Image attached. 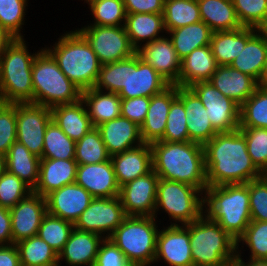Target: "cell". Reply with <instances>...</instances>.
I'll list each match as a JSON object with an SVG mask.
<instances>
[{"mask_svg":"<svg viewBox=\"0 0 267 266\" xmlns=\"http://www.w3.org/2000/svg\"><path fill=\"white\" fill-rule=\"evenodd\" d=\"M203 147L208 187L248 183L263 175L253 164L240 129L217 133Z\"/></svg>","mask_w":267,"mask_h":266,"instance_id":"cell-1","label":"cell"},{"mask_svg":"<svg viewBox=\"0 0 267 266\" xmlns=\"http://www.w3.org/2000/svg\"><path fill=\"white\" fill-rule=\"evenodd\" d=\"M170 84L135 53L132 57L103 64L93 88L118 93L121 99L152 97Z\"/></svg>","mask_w":267,"mask_h":266,"instance_id":"cell-2","label":"cell"},{"mask_svg":"<svg viewBox=\"0 0 267 266\" xmlns=\"http://www.w3.org/2000/svg\"><path fill=\"white\" fill-rule=\"evenodd\" d=\"M152 170L159 178L189 184L205 192L204 147L194 142L155 141L150 144Z\"/></svg>","mask_w":267,"mask_h":266,"instance_id":"cell-3","label":"cell"},{"mask_svg":"<svg viewBox=\"0 0 267 266\" xmlns=\"http://www.w3.org/2000/svg\"><path fill=\"white\" fill-rule=\"evenodd\" d=\"M204 214L237 240L251 222L248 183L207 187Z\"/></svg>","mask_w":267,"mask_h":266,"instance_id":"cell-4","label":"cell"},{"mask_svg":"<svg viewBox=\"0 0 267 266\" xmlns=\"http://www.w3.org/2000/svg\"><path fill=\"white\" fill-rule=\"evenodd\" d=\"M56 42L45 49L60 70L82 91L93 88L102 64L85 37L75 29L66 31Z\"/></svg>","mask_w":267,"mask_h":266,"instance_id":"cell-5","label":"cell"},{"mask_svg":"<svg viewBox=\"0 0 267 266\" xmlns=\"http://www.w3.org/2000/svg\"><path fill=\"white\" fill-rule=\"evenodd\" d=\"M25 38H15L0 59V102L33 103L32 63Z\"/></svg>","mask_w":267,"mask_h":266,"instance_id":"cell-6","label":"cell"},{"mask_svg":"<svg viewBox=\"0 0 267 266\" xmlns=\"http://www.w3.org/2000/svg\"><path fill=\"white\" fill-rule=\"evenodd\" d=\"M189 229L193 266H220L234 263L237 241L205 214L185 225Z\"/></svg>","mask_w":267,"mask_h":266,"instance_id":"cell-7","label":"cell"},{"mask_svg":"<svg viewBox=\"0 0 267 266\" xmlns=\"http://www.w3.org/2000/svg\"><path fill=\"white\" fill-rule=\"evenodd\" d=\"M33 103L53 108L81 99L82 90L60 70L51 54L41 48L32 63Z\"/></svg>","mask_w":267,"mask_h":266,"instance_id":"cell-8","label":"cell"},{"mask_svg":"<svg viewBox=\"0 0 267 266\" xmlns=\"http://www.w3.org/2000/svg\"><path fill=\"white\" fill-rule=\"evenodd\" d=\"M154 216H126L110 239L133 266L154 264L158 236ZM152 263V264H151Z\"/></svg>","mask_w":267,"mask_h":266,"instance_id":"cell-9","label":"cell"},{"mask_svg":"<svg viewBox=\"0 0 267 266\" xmlns=\"http://www.w3.org/2000/svg\"><path fill=\"white\" fill-rule=\"evenodd\" d=\"M203 193L189 184L159 178L154 217L157 218L160 208L174 221L170 225H186L196 221L204 214Z\"/></svg>","mask_w":267,"mask_h":266,"instance_id":"cell-10","label":"cell"},{"mask_svg":"<svg viewBox=\"0 0 267 266\" xmlns=\"http://www.w3.org/2000/svg\"><path fill=\"white\" fill-rule=\"evenodd\" d=\"M77 30L89 42L102 65L125 60L136 53L124 26L86 25Z\"/></svg>","mask_w":267,"mask_h":266,"instance_id":"cell-11","label":"cell"},{"mask_svg":"<svg viewBox=\"0 0 267 266\" xmlns=\"http://www.w3.org/2000/svg\"><path fill=\"white\" fill-rule=\"evenodd\" d=\"M51 120V109L46 106L31 102L16 103V141L41 158L46 127Z\"/></svg>","mask_w":267,"mask_h":266,"instance_id":"cell-12","label":"cell"},{"mask_svg":"<svg viewBox=\"0 0 267 266\" xmlns=\"http://www.w3.org/2000/svg\"><path fill=\"white\" fill-rule=\"evenodd\" d=\"M125 217L119 196L114 198H93L89 206L74 223V228L96 233L105 239L109 238L122 224Z\"/></svg>","mask_w":267,"mask_h":266,"instance_id":"cell-13","label":"cell"},{"mask_svg":"<svg viewBox=\"0 0 267 266\" xmlns=\"http://www.w3.org/2000/svg\"><path fill=\"white\" fill-rule=\"evenodd\" d=\"M189 88L202 102L217 133L239 129L240 106L236 102L225 97L209 81L194 83Z\"/></svg>","mask_w":267,"mask_h":266,"instance_id":"cell-14","label":"cell"},{"mask_svg":"<svg viewBox=\"0 0 267 266\" xmlns=\"http://www.w3.org/2000/svg\"><path fill=\"white\" fill-rule=\"evenodd\" d=\"M158 180L151 170L120 187L119 197L126 216H154Z\"/></svg>","mask_w":267,"mask_h":266,"instance_id":"cell-15","label":"cell"},{"mask_svg":"<svg viewBox=\"0 0 267 266\" xmlns=\"http://www.w3.org/2000/svg\"><path fill=\"white\" fill-rule=\"evenodd\" d=\"M164 260L169 266H193L189 229L169 225L159 229L154 262Z\"/></svg>","mask_w":267,"mask_h":266,"instance_id":"cell-16","label":"cell"},{"mask_svg":"<svg viewBox=\"0 0 267 266\" xmlns=\"http://www.w3.org/2000/svg\"><path fill=\"white\" fill-rule=\"evenodd\" d=\"M46 214V198L34 192L11 207L13 244L37 235L41 221Z\"/></svg>","mask_w":267,"mask_h":266,"instance_id":"cell-17","label":"cell"},{"mask_svg":"<svg viewBox=\"0 0 267 266\" xmlns=\"http://www.w3.org/2000/svg\"><path fill=\"white\" fill-rule=\"evenodd\" d=\"M142 60L150 64L170 85L179 86L181 59L169 37H161L144 44L136 51Z\"/></svg>","mask_w":267,"mask_h":266,"instance_id":"cell-18","label":"cell"},{"mask_svg":"<svg viewBox=\"0 0 267 266\" xmlns=\"http://www.w3.org/2000/svg\"><path fill=\"white\" fill-rule=\"evenodd\" d=\"M45 198L48 214L74 224L94 197L82 186L72 183L52 191Z\"/></svg>","mask_w":267,"mask_h":266,"instance_id":"cell-19","label":"cell"},{"mask_svg":"<svg viewBox=\"0 0 267 266\" xmlns=\"http://www.w3.org/2000/svg\"><path fill=\"white\" fill-rule=\"evenodd\" d=\"M75 183L94 198H114L120 193L111 159L96 164H78Z\"/></svg>","mask_w":267,"mask_h":266,"instance_id":"cell-20","label":"cell"},{"mask_svg":"<svg viewBox=\"0 0 267 266\" xmlns=\"http://www.w3.org/2000/svg\"><path fill=\"white\" fill-rule=\"evenodd\" d=\"M177 97L184 104L189 141L204 146L217 134L205 107L189 87L177 86Z\"/></svg>","mask_w":267,"mask_h":266,"instance_id":"cell-21","label":"cell"},{"mask_svg":"<svg viewBox=\"0 0 267 266\" xmlns=\"http://www.w3.org/2000/svg\"><path fill=\"white\" fill-rule=\"evenodd\" d=\"M97 129L110 156L144 143L141 138L140 127L123 116L107 121L97 126Z\"/></svg>","mask_w":267,"mask_h":266,"instance_id":"cell-22","label":"cell"},{"mask_svg":"<svg viewBox=\"0 0 267 266\" xmlns=\"http://www.w3.org/2000/svg\"><path fill=\"white\" fill-rule=\"evenodd\" d=\"M119 187L152 170L151 145H142L110 156Z\"/></svg>","mask_w":267,"mask_h":266,"instance_id":"cell-23","label":"cell"},{"mask_svg":"<svg viewBox=\"0 0 267 266\" xmlns=\"http://www.w3.org/2000/svg\"><path fill=\"white\" fill-rule=\"evenodd\" d=\"M103 240L101 235L74 228L58 254V263L64 260L69 266H94Z\"/></svg>","mask_w":267,"mask_h":266,"instance_id":"cell-24","label":"cell"},{"mask_svg":"<svg viewBox=\"0 0 267 266\" xmlns=\"http://www.w3.org/2000/svg\"><path fill=\"white\" fill-rule=\"evenodd\" d=\"M177 97V85H169L162 92L150 98V105L144 123L140 127L144 143L159 141L167 123L172 101Z\"/></svg>","mask_w":267,"mask_h":266,"instance_id":"cell-25","label":"cell"},{"mask_svg":"<svg viewBox=\"0 0 267 266\" xmlns=\"http://www.w3.org/2000/svg\"><path fill=\"white\" fill-rule=\"evenodd\" d=\"M77 165L75 159L41 158L38 182L32 192L46 197L54 190L75 183Z\"/></svg>","mask_w":267,"mask_h":266,"instance_id":"cell-26","label":"cell"},{"mask_svg":"<svg viewBox=\"0 0 267 266\" xmlns=\"http://www.w3.org/2000/svg\"><path fill=\"white\" fill-rule=\"evenodd\" d=\"M209 82L225 97L241 106L260 86L259 82L230 65L218 66Z\"/></svg>","mask_w":267,"mask_h":266,"instance_id":"cell-27","label":"cell"},{"mask_svg":"<svg viewBox=\"0 0 267 266\" xmlns=\"http://www.w3.org/2000/svg\"><path fill=\"white\" fill-rule=\"evenodd\" d=\"M218 66L210 45L194 49L181 60L179 86L209 81Z\"/></svg>","mask_w":267,"mask_h":266,"instance_id":"cell-28","label":"cell"},{"mask_svg":"<svg viewBox=\"0 0 267 266\" xmlns=\"http://www.w3.org/2000/svg\"><path fill=\"white\" fill-rule=\"evenodd\" d=\"M259 29L253 27H241L231 31L213 32L210 42L212 53L219 66H227L245 48L246 42Z\"/></svg>","mask_w":267,"mask_h":266,"instance_id":"cell-29","label":"cell"},{"mask_svg":"<svg viewBox=\"0 0 267 266\" xmlns=\"http://www.w3.org/2000/svg\"><path fill=\"white\" fill-rule=\"evenodd\" d=\"M124 27L130 43L136 51L141 48L143 42L148 44L165 36L160 33H166L163 13L126 14Z\"/></svg>","mask_w":267,"mask_h":266,"instance_id":"cell-30","label":"cell"},{"mask_svg":"<svg viewBox=\"0 0 267 266\" xmlns=\"http://www.w3.org/2000/svg\"><path fill=\"white\" fill-rule=\"evenodd\" d=\"M52 120L75 142L94 128L82 99L51 108Z\"/></svg>","mask_w":267,"mask_h":266,"instance_id":"cell-31","label":"cell"},{"mask_svg":"<svg viewBox=\"0 0 267 266\" xmlns=\"http://www.w3.org/2000/svg\"><path fill=\"white\" fill-rule=\"evenodd\" d=\"M267 52V30H258L230 66L261 82Z\"/></svg>","mask_w":267,"mask_h":266,"instance_id":"cell-32","label":"cell"},{"mask_svg":"<svg viewBox=\"0 0 267 266\" xmlns=\"http://www.w3.org/2000/svg\"><path fill=\"white\" fill-rule=\"evenodd\" d=\"M81 99L94 127L121 116V98L118 93L89 88L82 91Z\"/></svg>","mask_w":267,"mask_h":266,"instance_id":"cell-33","label":"cell"},{"mask_svg":"<svg viewBox=\"0 0 267 266\" xmlns=\"http://www.w3.org/2000/svg\"><path fill=\"white\" fill-rule=\"evenodd\" d=\"M200 17L213 32L231 31L241 27L232 0H197Z\"/></svg>","mask_w":267,"mask_h":266,"instance_id":"cell-34","label":"cell"},{"mask_svg":"<svg viewBox=\"0 0 267 266\" xmlns=\"http://www.w3.org/2000/svg\"><path fill=\"white\" fill-rule=\"evenodd\" d=\"M40 160L41 158L32 154L23 144L15 141L6 154V170L33 190L38 182Z\"/></svg>","mask_w":267,"mask_h":266,"instance_id":"cell-35","label":"cell"},{"mask_svg":"<svg viewBox=\"0 0 267 266\" xmlns=\"http://www.w3.org/2000/svg\"><path fill=\"white\" fill-rule=\"evenodd\" d=\"M178 57L182 60L194 49L210 45L213 31L203 21L166 32Z\"/></svg>","mask_w":267,"mask_h":266,"instance_id":"cell-36","label":"cell"},{"mask_svg":"<svg viewBox=\"0 0 267 266\" xmlns=\"http://www.w3.org/2000/svg\"><path fill=\"white\" fill-rule=\"evenodd\" d=\"M21 266H61L58 254L38 235L23 239L15 244Z\"/></svg>","mask_w":267,"mask_h":266,"instance_id":"cell-37","label":"cell"},{"mask_svg":"<svg viewBox=\"0 0 267 266\" xmlns=\"http://www.w3.org/2000/svg\"><path fill=\"white\" fill-rule=\"evenodd\" d=\"M163 19L166 32L202 21L197 0H165Z\"/></svg>","mask_w":267,"mask_h":266,"instance_id":"cell-38","label":"cell"},{"mask_svg":"<svg viewBox=\"0 0 267 266\" xmlns=\"http://www.w3.org/2000/svg\"><path fill=\"white\" fill-rule=\"evenodd\" d=\"M239 127L267 129V88L259 86L240 106Z\"/></svg>","mask_w":267,"mask_h":266,"instance_id":"cell-39","label":"cell"},{"mask_svg":"<svg viewBox=\"0 0 267 266\" xmlns=\"http://www.w3.org/2000/svg\"><path fill=\"white\" fill-rule=\"evenodd\" d=\"M75 150L76 142L70 139L60 127L51 120L46 127L41 158L75 159Z\"/></svg>","mask_w":267,"mask_h":266,"instance_id":"cell-40","label":"cell"},{"mask_svg":"<svg viewBox=\"0 0 267 266\" xmlns=\"http://www.w3.org/2000/svg\"><path fill=\"white\" fill-rule=\"evenodd\" d=\"M110 155L97 127L92 128L76 141L75 160L77 164H96L108 161Z\"/></svg>","mask_w":267,"mask_h":266,"instance_id":"cell-41","label":"cell"},{"mask_svg":"<svg viewBox=\"0 0 267 266\" xmlns=\"http://www.w3.org/2000/svg\"><path fill=\"white\" fill-rule=\"evenodd\" d=\"M73 229L74 224L72 222L47 213L41 221L37 235L59 254L68 241Z\"/></svg>","mask_w":267,"mask_h":266,"instance_id":"cell-42","label":"cell"},{"mask_svg":"<svg viewBox=\"0 0 267 266\" xmlns=\"http://www.w3.org/2000/svg\"><path fill=\"white\" fill-rule=\"evenodd\" d=\"M232 3L242 26L267 29V0H232Z\"/></svg>","mask_w":267,"mask_h":266,"instance_id":"cell-43","label":"cell"},{"mask_svg":"<svg viewBox=\"0 0 267 266\" xmlns=\"http://www.w3.org/2000/svg\"><path fill=\"white\" fill-rule=\"evenodd\" d=\"M93 26H124L126 12L123 0H100L89 6Z\"/></svg>","mask_w":267,"mask_h":266,"instance_id":"cell-44","label":"cell"},{"mask_svg":"<svg viewBox=\"0 0 267 266\" xmlns=\"http://www.w3.org/2000/svg\"><path fill=\"white\" fill-rule=\"evenodd\" d=\"M237 247L242 245L250 249V260H267V221L251 220L245 232L236 240Z\"/></svg>","mask_w":267,"mask_h":266,"instance_id":"cell-45","label":"cell"},{"mask_svg":"<svg viewBox=\"0 0 267 266\" xmlns=\"http://www.w3.org/2000/svg\"><path fill=\"white\" fill-rule=\"evenodd\" d=\"M187 117L183 102L176 97L172 103L167 116L164 135L159 141L165 142H187L189 134L187 129Z\"/></svg>","mask_w":267,"mask_h":266,"instance_id":"cell-46","label":"cell"},{"mask_svg":"<svg viewBox=\"0 0 267 266\" xmlns=\"http://www.w3.org/2000/svg\"><path fill=\"white\" fill-rule=\"evenodd\" d=\"M244 134L247 151L255 167L262 173L267 174V129L239 127Z\"/></svg>","mask_w":267,"mask_h":266,"instance_id":"cell-47","label":"cell"},{"mask_svg":"<svg viewBox=\"0 0 267 266\" xmlns=\"http://www.w3.org/2000/svg\"><path fill=\"white\" fill-rule=\"evenodd\" d=\"M29 0H0V25L15 38H24L21 33L25 23Z\"/></svg>","mask_w":267,"mask_h":266,"instance_id":"cell-48","label":"cell"},{"mask_svg":"<svg viewBox=\"0 0 267 266\" xmlns=\"http://www.w3.org/2000/svg\"><path fill=\"white\" fill-rule=\"evenodd\" d=\"M31 192L26 183L7 170L0 176V206L10 209Z\"/></svg>","mask_w":267,"mask_h":266,"instance_id":"cell-49","label":"cell"},{"mask_svg":"<svg viewBox=\"0 0 267 266\" xmlns=\"http://www.w3.org/2000/svg\"><path fill=\"white\" fill-rule=\"evenodd\" d=\"M251 220L267 221V174L248 182Z\"/></svg>","mask_w":267,"mask_h":266,"instance_id":"cell-50","label":"cell"},{"mask_svg":"<svg viewBox=\"0 0 267 266\" xmlns=\"http://www.w3.org/2000/svg\"><path fill=\"white\" fill-rule=\"evenodd\" d=\"M16 103L0 102V153L6 155L16 141Z\"/></svg>","mask_w":267,"mask_h":266,"instance_id":"cell-51","label":"cell"},{"mask_svg":"<svg viewBox=\"0 0 267 266\" xmlns=\"http://www.w3.org/2000/svg\"><path fill=\"white\" fill-rule=\"evenodd\" d=\"M94 266H133L124 256V253L108 238H105L99 247Z\"/></svg>","mask_w":267,"mask_h":266,"instance_id":"cell-52","label":"cell"},{"mask_svg":"<svg viewBox=\"0 0 267 266\" xmlns=\"http://www.w3.org/2000/svg\"><path fill=\"white\" fill-rule=\"evenodd\" d=\"M149 105L150 97L121 99V116L141 127L145 121Z\"/></svg>","mask_w":267,"mask_h":266,"instance_id":"cell-53","label":"cell"},{"mask_svg":"<svg viewBox=\"0 0 267 266\" xmlns=\"http://www.w3.org/2000/svg\"><path fill=\"white\" fill-rule=\"evenodd\" d=\"M165 0H123L126 14L163 13Z\"/></svg>","mask_w":267,"mask_h":266,"instance_id":"cell-54","label":"cell"},{"mask_svg":"<svg viewBox=\"0 0 267 266\" xmlns=\"http://www.w3.org/2000/svg\"><path fill=\"white\" fill-rule=\"evenodd\" d=\"M10 209L0 206V245H12Z\"/></svg>","mask_w":267,"mask_h":266,"instance_id":"cell-55","label":"cell"},{"mask_svg":"<svg viewBox=\"0 0 267 266\" xmlns=\"http://www.w3.org/2000/svg\"><path fill=\"white\" fill-rule=\"evenodd\" d=\"M0 266H21L17 246L0 245Z\"/></svg>","mask_w":267,"mask_h":266,"instance_id":"cell-56","label":"cell"},{"mask_svg":"<svg viewBox=\"0 0 267 266\" xmlns=\"http://www.w3.org/2000/svg\"><path fill=\"white\" fill-rule=\"evenodd\" d=\"M14 40L15 37L0 25V59Z\"/></svg>","mask_w":267,"mask_h":266,"instance_id":"cell-57","label":"cell"},{"mask_svg":"<svg viewBox=\"0 0 267 266\" xmlns=\"http://www.w3.org/2000/svg\"><path fill=\"white\" fill-rule=\"evenodd\" d=\"M240 247H237V258L235 259V266H267V260H247L248 262H245L241 256V249Z\"/></svg>","mask_w":267,"mask_h":266,"instance_id":"cell-58","label":"cell"},{"mask_svg":"<svg viewBox=\"0 0 267 266\" xmlns=\"http://www.w3.org/2000/svg\"><path fill=\"white\" fill-rule=\"evenodd\" d=\"M259 84L261 86L267 88V52H266V58H265V65H264L263 76H262L261 82Z\"/></svg>","mask_w":267,"mask_h":266,"instance_id":"cell-59","label":"cell"},{"mask_svg":"<svg viewBox=\"0 0 267 266\" xmlns=\"http://www.w3.org/2000/svg\"><path fill=\"white\" fill-rule=\"evenodd\" d=\"M6 170V155L0 153V176Z\"/></svg>","mask_w":267,"mask_h":266,"instance_id":"cell-60","label":"cell"},{"mask_svg":"<svg viewBox=\"0 0 267 266\" xmlns=\"http://www.w3.org/2000/svg\"><path fill=\"white\" fill-rule=\"evenodd\" d=\"M86 1V3H88V5L90 6L92 3H95L97 1H100V0H84V2Z\"/></svg>","mask_w":267,"mask_h":266,"instance_id":"cell-61","label":"cell"},{"mask_svg":"<svg viewBox=\"0 0 267 266\" xmlns=\"http://www.w3.org/2000/svg\"><path fill=\"white\" fill-rule=\"evenodd\" d=\"M220 266H235L234 263H226L225 265H220Z\"/></svg>","mask_w":267,"mask_h":266,"instance_id":"cell-62","label":"cell"}]
</instances>
